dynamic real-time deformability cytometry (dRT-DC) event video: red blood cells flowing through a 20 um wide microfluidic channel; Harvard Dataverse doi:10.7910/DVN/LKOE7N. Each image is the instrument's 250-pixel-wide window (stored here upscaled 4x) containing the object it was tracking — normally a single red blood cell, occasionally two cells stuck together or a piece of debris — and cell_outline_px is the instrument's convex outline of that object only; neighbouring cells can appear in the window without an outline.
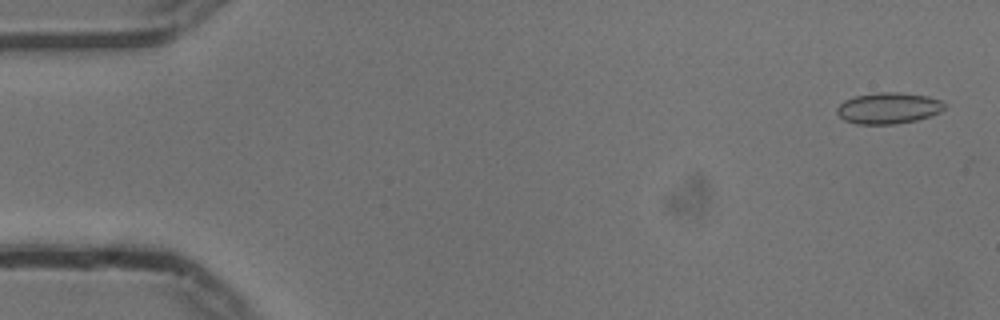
{"species": "common noctule bat (a hibernating species)", "species_latin": "Nyctalus noctula", "temperature_condition": "cold", "stored_images_in_passage": 54, "camera_frame_rate_fps": 3000, "um_per_image_px": 0.085, "animal": {"sex": "male", "body_mass_g": 13.3}, "frame": {"image": 1, "passage_image": 2, "time_ms": 0.333, "image_size_px": [1000, 320], "cell_outline_px": [[944, 108], [940, 112], [916, 120], [896, 124], [856, 124], [844, 120], [836, 112], [836, 108], [844, 100], [856, 96], [880, 92], [896, 92], [928, 96], [940, 100], [944, 104]], "centroid_in_image_um": [75.49, 9.19], "position_along_channel_um": 9.5, "area_um2": 19.42}}
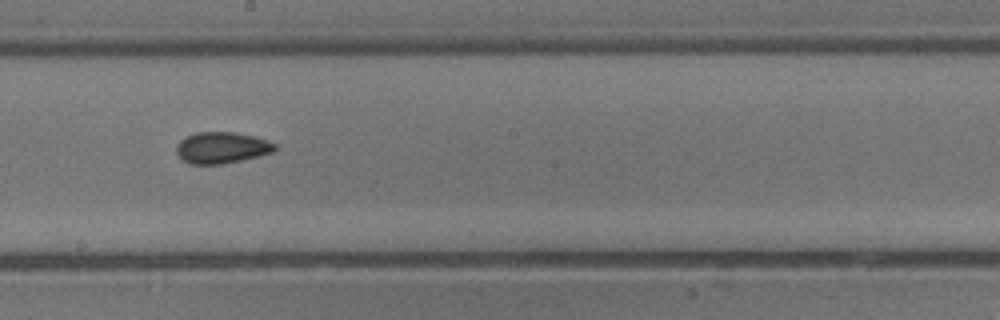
{"frame": {"image": 2, "passage_image": 30, "time_ms": 9.667, "image_size_px": [1000, 320], "cell_outline_px": [[276, 148], [272, 152], [224, 164], [188, 164], [176, 152], [176, 144], [180, 140], [196, 132], [236, 132], [268, 140], [276, 144]], "centroid_in_image_um": [18.82, 12.55], "position_along_channel_um": 229.4, "area_um2": 17.86}}
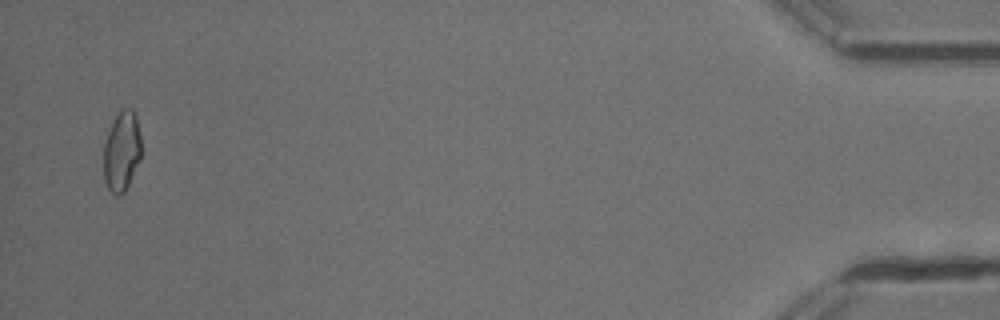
{"frame": {"image": 3, "passage_image": 53, "time_ms": 17.333, "image_size_px": [1000, 320], "cell_outline_px": [[140, 160], [124, 192], [120, 196], [116, 196], [108, 188], [104, 180], [104, 144], [112, 120], [124, 108], [132, 108], [136, 116], [140, 136]], "centroid_in_image_um": [10.34, 12.86], "position_along_channel_um": 424.9, "area_um2": 17.4}, "authors_computed_cell_mechanics": {"area_um2": 17.8891, "velocity_mm_per_s": 3.7536, "shape_relaxation_time_tau1_ms": 7.8766, "shape_relaxation_time_tau2_ms": 2.2751, "deformation_change_tau1": 0.1013, "deformation_change_tau2": 0.0525}}